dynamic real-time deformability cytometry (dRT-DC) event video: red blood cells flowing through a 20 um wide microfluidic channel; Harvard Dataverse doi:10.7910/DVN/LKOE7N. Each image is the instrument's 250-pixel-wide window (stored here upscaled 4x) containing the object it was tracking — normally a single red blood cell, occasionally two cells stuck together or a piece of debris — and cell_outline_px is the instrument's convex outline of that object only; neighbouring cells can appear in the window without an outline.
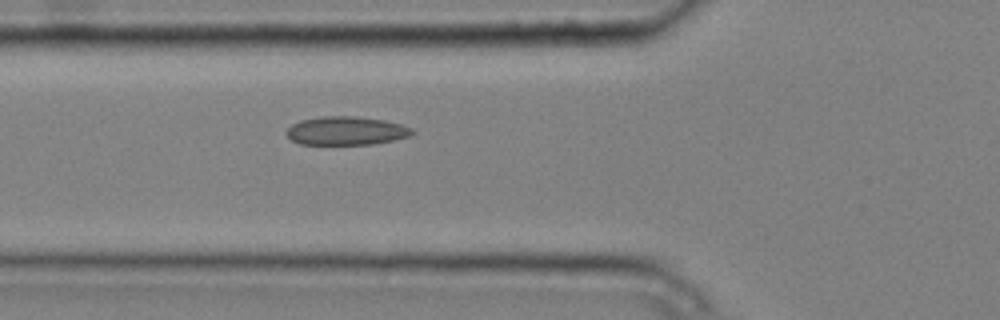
{"species": "common noctule bat (a hibernating species)", "species_latin": "Nyctalus noctula", "temperature_condition": "cold", "stored_images_in_passage": 5, "camera_frame_rate_fps": 3000, "um_per_image_px": 0.085, "animal": {"sex": "male", "body_mass_g": 20.4}, "frame": {"image": 1, "passage_image": 5, "time_ms": 1.333, "image_size_px": [1000, 320], "cell_outline_px": [[416, 132], [412, 136], [396, 140], [372, 144], [300, 144], [292, 140], [284, 132], [292, 124], [300, 120], [320, 116], [356, 116], [384, 120], [400, 124], [412, 128]], "centroid_in_image_um": [29.45, 11.11], "position_along_channel_um": 96.3, "area_um2": 21.1}}